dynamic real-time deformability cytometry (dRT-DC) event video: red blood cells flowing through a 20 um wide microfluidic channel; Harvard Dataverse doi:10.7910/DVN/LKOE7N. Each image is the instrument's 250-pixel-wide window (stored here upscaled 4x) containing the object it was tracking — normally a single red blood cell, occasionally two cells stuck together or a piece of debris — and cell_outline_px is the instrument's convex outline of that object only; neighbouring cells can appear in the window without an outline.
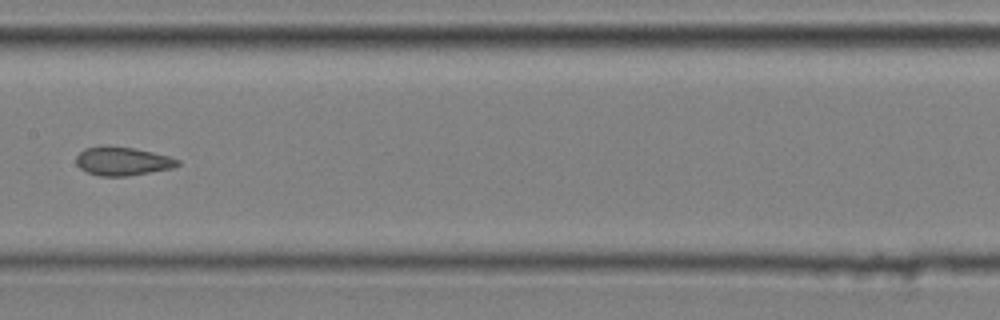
{"species": "common noctule bat (a hibernating species)", "species_latin": "Nyctalus noctula", "temperature_condition": "cold", "stored_images_in_passage": 10, "camera_frame_rate_fps": 3000, "um_per_image_px": 0.085, "animal": {"sex": "male", "body_mass_g": 20.4}, "frame": {"image": 1, "passage_image": 4, "time_ms": 1.0, "image_size_px": [1000, 320], "cell_outline_px": [[180, 164], [172, 168], [124, 176], [100, 176], [88, 172], [80, 168], [76, 164], [76, 156], [84, 148], [100, 144], [108, 144], [136, 148], [168, 156], [180, 160]], "centroid_in_image_um": [10.36, 13.66], "position_along_channel_um": 197.0, "area_um2": 17.11}}
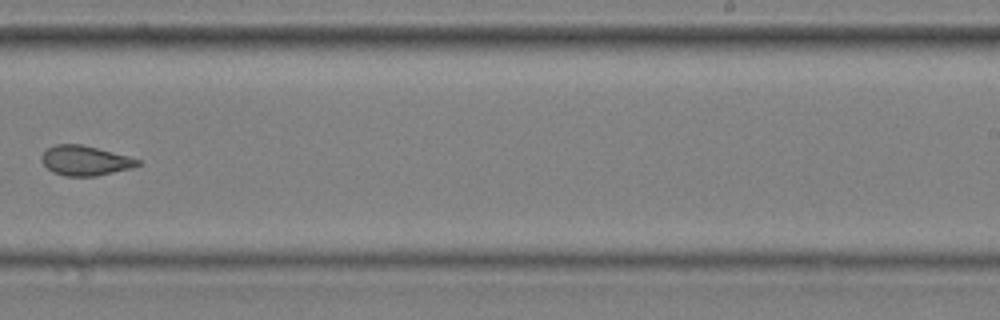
{"frame": {"image": 2, "passage_image": 6, "time_ms": 1.667, "image_size_px": [1000, 320], "cell_outline_px": [[140, 164], [132, 168], [96, 176], [64, 176], [52, 172], [40, 160], [40, 156], [48, 148], [56, 144], [80, 144], [128, 156], [140, 160]], "centroid_in_image_um": [7.21, 13.66], "position_along_channel_um": 281.8, "area_um2": 16.59}}
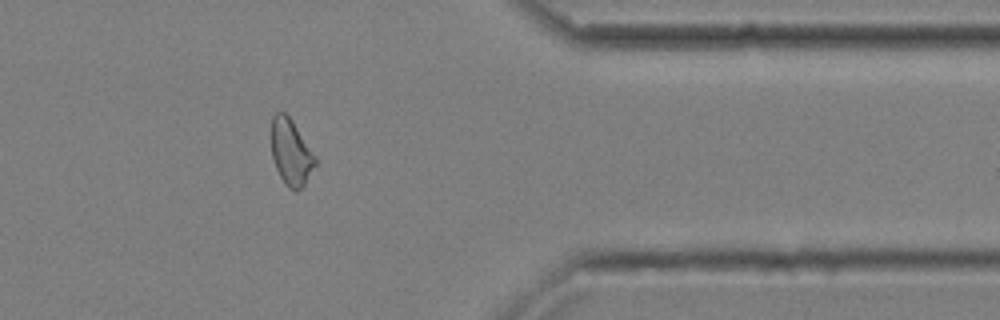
{"frame": {"image": 3, "passage_image": 9, "time_ms": 2.667, "image_size_px": [1000, 320], "cell_outline_px": [[316, 164], [304, 184], [296, 192], [288, 188], [284, 184], [276, 168], [272, 156], [272, 116], [276, 112], [284, 112], [292, 120], [316, 156]], "centroid_in_image_um": [24.73, 12.95], "position_along_channel_um": 386.7, "area_um2": 16.76}}